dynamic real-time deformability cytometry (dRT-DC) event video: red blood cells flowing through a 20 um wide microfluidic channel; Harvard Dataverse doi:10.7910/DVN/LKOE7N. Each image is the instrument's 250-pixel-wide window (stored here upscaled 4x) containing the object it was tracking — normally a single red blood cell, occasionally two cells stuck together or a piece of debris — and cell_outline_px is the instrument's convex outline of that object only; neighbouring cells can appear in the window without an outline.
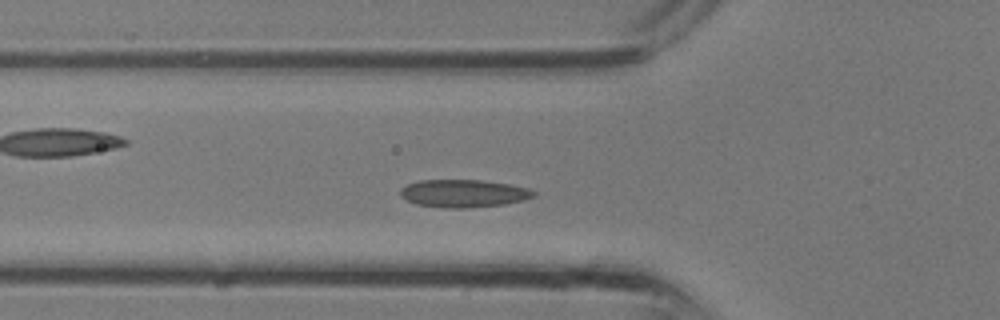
{"species": "common noctule bat (a hibernating species)", "species_latin": "Nyctalus noctula", "temperature_condition": "room temperature", "stored_images_in_passage": 28, "camera_frame_rate_fps": 3000, "um_per_image_px": 0.085, "animal": {"sex": "male", "body_mass_g": 13.3}, "frame": {"image": 1, "passage_image": 5, "time_ms": 1.333, "image_size_px": [1000, 320], "cell_outline_px": [[536, 196], [524, 200], [504, 204], [468, 208], [444, 208], [416, 204], [400, 196], [400, 188], [408, 184], [420, 180], [484, 180], [508, 184], [528, 188], [536, 192]], "centroid_in_image_um": [39.41, 16.44], "position_along_channel_um": 86.4, "area_um2": 21.62}}
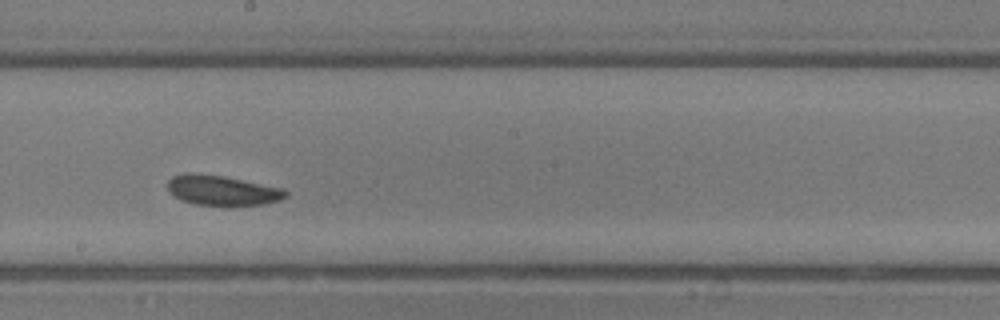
{"frame": {"image": 2, "passage_image": 12, "time_ms": 3.667, "image_size_px": [1000, 320], "cell_outline_px": [[288, 196], [280, 200], [264, 204], [228, 208], [192, 204], [180, 200], [172, 196], [168, 192], [168, 180], [172, 176], [188, 172], [196, 172], [224, 176], [284, 188], [288, 192]], "centroid_in_image_um": [18.87, 16.22], "position_along_channel_um": 229.3, "area_um2": 21.73}}
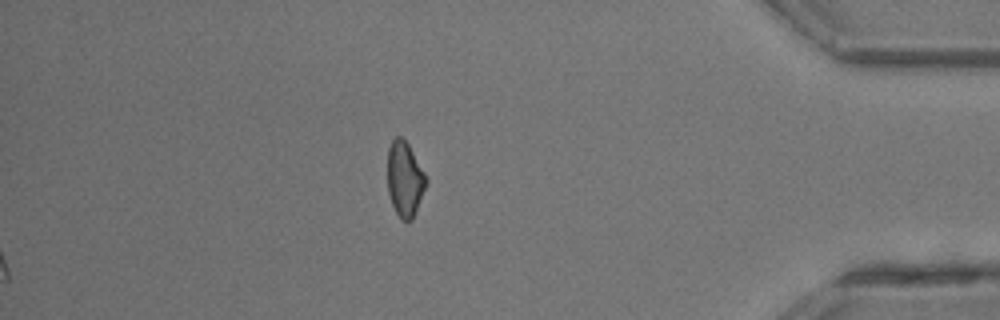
{"frame": {"image": 3, "passage_image": 28, "time_ms": 9.0, "image_size_px": [1000, 320], "cell_outline_px": [[428, 180], [416, 212], [412, 220], [408, 224], [400, 220], [392, 204], [388, 192], [388, 148], [392, 140], [396, 136], [400, 136], [408, 144], [424, 172]], "centroid_in_image_um": [34.4, 15.27], "position_along_channel_um": 400.8, "area_um2": 16.94}}